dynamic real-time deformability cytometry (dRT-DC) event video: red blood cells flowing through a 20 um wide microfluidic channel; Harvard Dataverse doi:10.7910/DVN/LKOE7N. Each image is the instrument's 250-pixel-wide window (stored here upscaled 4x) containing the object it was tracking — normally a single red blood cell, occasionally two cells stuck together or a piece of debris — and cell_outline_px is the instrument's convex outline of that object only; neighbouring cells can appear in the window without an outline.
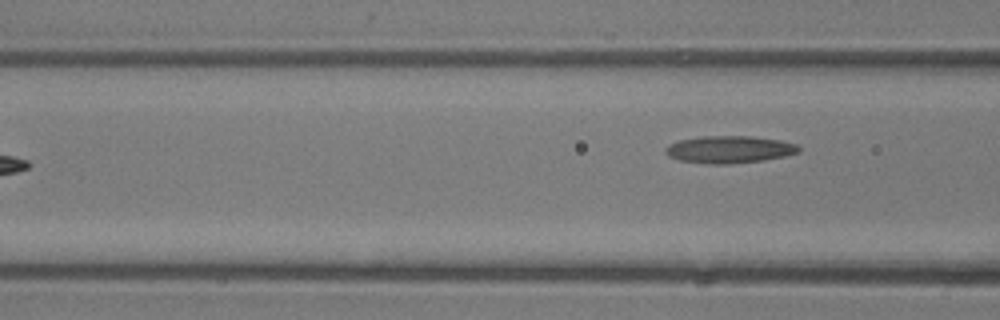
{"species": "common noctule bat (a hibernating species)", "species_latin": "Nyctalus noctula", "temperature_condition": "room temperature", "stored_images_in_passage": 6, "camera_frame_rate_fps": 3000, "um_per_image_px": 0.085, "animal": {"sex": "male", "body_mass_g": 13.3}, "frame": {"image": 1, "passage_image": 6, "time_ms": 6.667, "image_size_px": [1000, 320], "cell_outline_px": [[800, 152], [784, 156], [764, 160], [728, 164], [712, 164], [680, 160], [668, 156], [664, 152], [664, 148], [668, 144], [680, 140], [700, 136], [752, 136], [780, 140], [796, 144], [800, 148]], "centroid_in_image_um": [61.98, 12.7], "position_along_channel_um": 104.6, "area_um2": 21.21}}